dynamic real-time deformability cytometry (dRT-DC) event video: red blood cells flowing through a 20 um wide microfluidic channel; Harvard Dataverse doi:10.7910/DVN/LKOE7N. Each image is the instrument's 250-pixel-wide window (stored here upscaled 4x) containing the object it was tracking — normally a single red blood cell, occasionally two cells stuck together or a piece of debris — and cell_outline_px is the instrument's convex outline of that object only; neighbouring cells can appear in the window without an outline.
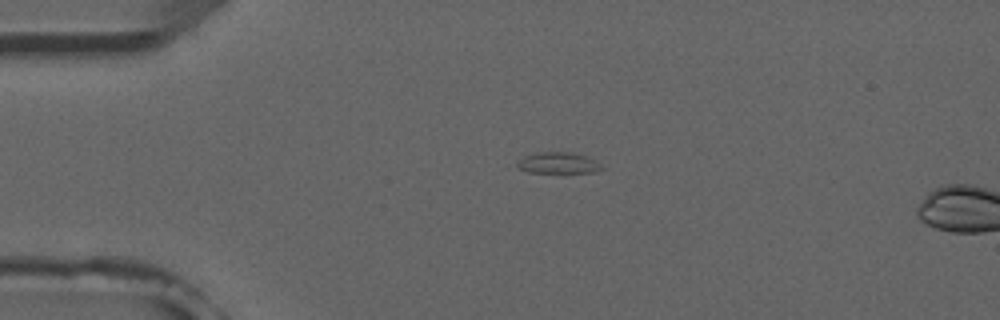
{"species": "common noctule bat (a hibernating species)", "species_latin": "Nyctalus noctula", "temperature_condition": "room temperature", "stored_images_in_passage": 2, "camera_frame_rate_fps": 3000, "um_per_image_px": 0.085, "animal": {"sex": "male", "forearm_length_mm": 52.5}, "frame": {"image": 1, "passage_image": 1, "time_ms": 0.0, "image_size_px": [1000, 320], "cell_outline_px": [[604, 168], [596, 172], [564, 176], [528, 172], [520, 168], [516, 164], [524, 156], [540, 152], [572, 152], [584, 156], [600, 164]], "centroid_in_image_um": [47.48, 13.93], "position_along_channel_um": 37.5, "area_um2": 11.1}}